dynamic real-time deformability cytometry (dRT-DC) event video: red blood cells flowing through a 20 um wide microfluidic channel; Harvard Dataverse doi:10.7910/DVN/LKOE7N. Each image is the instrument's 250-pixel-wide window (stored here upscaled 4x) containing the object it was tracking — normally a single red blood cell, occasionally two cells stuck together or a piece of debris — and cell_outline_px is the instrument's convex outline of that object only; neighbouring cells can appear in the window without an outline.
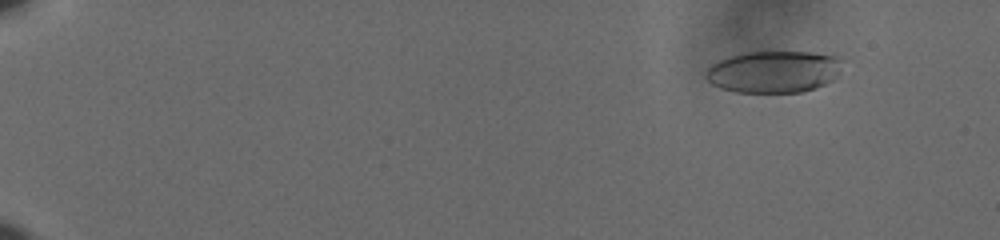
{"species": "human", "species_latin": "Homo sapiens", "temperature_condition": "cold", "stored_images_in_passage": 61, "camera_frame_rate_fps": 3000, "um_per_image_px": 0.085, "donor": {"sex": "male"}, "frame": {"image": 1, "passage_image": 8, "time_ms": 2.333, "image_size_px": [1000, 240], "cell_outline_px": [[836, 72], [832, 80], [816, 88], [800, 92], [736, 92], [720, 88], [712, 84], [704, 76], [704, 72], [716, 60], [748, 52], [812, 52], [832, 56], [836, 60]], "centroid_in_image_um": [65.63, 6.11], "position_along_channel_um": 19.4, "area_um2": 32.66}}
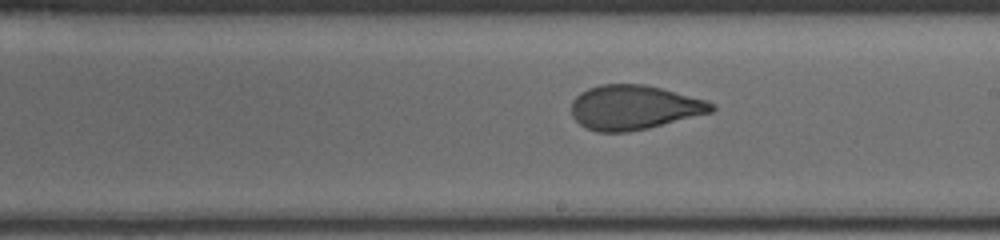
{"frame": {"image": 2, "passage_image": 39, "time_ms": 12.667, "image_size_px": [1000, 240], "cell_outline_px": [[716, 108], [712, 112], [648, 128], [628, 132], [596, 132], [580, 124], [572, 116], [572, 100], [580, 92], [588, 88], [600, 84], [644, 84], [708, 100], [716, 104]], "centroid_in_image_um": [53.9, 9.12], "position_along_channel_um": 235.1, "area_um2": 36.36}}
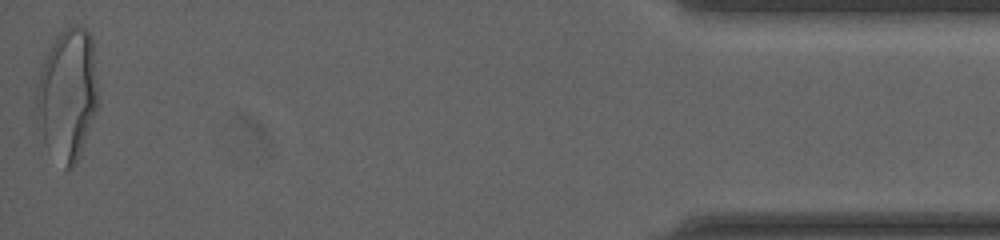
{"frame": {"image": 3, "passage_image": 61, "time_ms": 20.0, "image_size_px": [1000, 240], "cell_outline_px": [[100, 104], [80, 156], [76, 164], [68, 172], [64, 168], [44, 140], [36, 104], [36, 84], [44, 60], [56, 36], [60, 32], [76, 24], [80, 24], [92, 36]], "centroid_in_image_um": [5.8, 8.02], "position_along_channel_um": 429.4, "area_um2": 47.45}, "authors_computed_cell_mechanics": {"area_um2": 36.2984, "velocity_mm_per_s": 3.6335, "shape_relaxation_time_tau1_ms": 8.2621, "shape_relaxation_time_tau2_ms": 0.937, "deformation_change_tau1": 0.2147, "deformation_change_tau2": 0.0728}}